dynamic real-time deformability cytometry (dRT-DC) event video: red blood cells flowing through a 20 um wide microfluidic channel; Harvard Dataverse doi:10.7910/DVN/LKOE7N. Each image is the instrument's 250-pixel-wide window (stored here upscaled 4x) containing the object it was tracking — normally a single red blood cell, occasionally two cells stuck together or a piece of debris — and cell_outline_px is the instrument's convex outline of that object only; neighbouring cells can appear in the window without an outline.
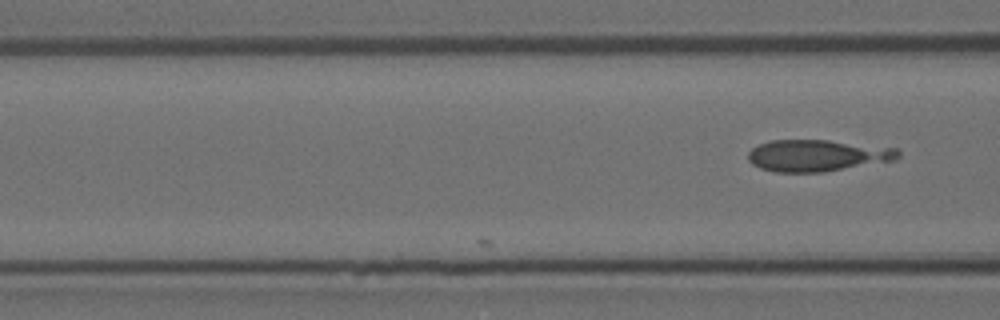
{"species": "Egyptian fruit bat (a non-hibernating species)", "species_latin": "Rousettus aegyptiacus", "temperature_condition": "room temperature", "stored_images_in_passage": 7, "camera_frame_rate_fps": 3000, "um_per_image_px": 0.085, "animal": {"sex": "female"}, "frame": {"image": 1, "passage_image": 7, "time_ms": 2.0, "image_size_px": [1000, 320], "cell_outline_px": [[900, 156], [896, 160], [824, 172], [776, 172], [760, 168], [752, 164], [748, 160], [748, 152], [752, 148], [760, 144], [772, 140], [828, 140], [900, 148]], "centroid_in_image_um": [69.51, 13.22], "position_along_channel_um": 97.1, "area_um2": 27.86}}